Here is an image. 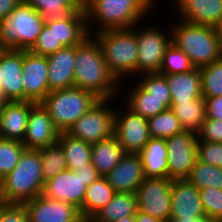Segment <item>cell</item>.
<instances>
[{
  "label": "cell",
  "mask_w": 222,
  "mask_h": 222,
  "mask_svg": "<svg viewBox=\"0 0 222 222\" xmlns=\"http://www.w3.org/2000/svg\"><path fill=\"white\" fill-rule=\"evenodd\" d=\"M171 24L172 43L183 51L195 68L222 58V46L214 27L178 20Z\"/></svg>",
  "instance_id": "cell-3"
},
{
  "label": "cell",
  "mask_w": 222,
  "mask_h": 222,
  "mask_svg": "<svg viewBox=\"0 0 222 222\" xmlns=\"http://www.w3.org/2000/svg\"><path fill=\"white\" fill-rule=\"evenodd\" d=\"M0 222H29L27 210L23 204L6 203L0 207Z\"/></svg>",
  "instance_id": "cell-44"
},
{
  "label": "cell",
  "mask_w": 222,
  "mask_h": 222,
  "mask_svg": "<svg viewBox=\"0 0 222 222\" xmlns=\"http://www.w3.org/2000/svg\"><path fill=\"white\" fill-rule=\"evenodd\" d=\"M138 26L107 29L91 34L99 43L109 70L122 83L125 76L137 75L136 27Z\"/></svg>",
  "instance_id": "cell-4"
},
{
  "label": "cell",
  "mask_w": 222,
  "mask_h": 222,
  "mask_svg": "<svg viewBox=\"0 0 222 222\" xmlns=\"http://www.w3.org/2000/svg\"><path fill=\"white\" fill-rule=\"evenodd\" d=\"M55 46H74L82 43L90 34L83 5L64 18H54Z\"/></svg>",
  "instance_id": "cell-23"
},
{
  "label": "cell",
  "mask_w": 222,
  "mask_h": 222,
  "mask_svg": "<svg viewBox=\"0 0 222 222\" xmlns=\"http://www.w3.org/2000/svg\"><path fill=\"white\" fill-rule=\"evenodd\" d=\"M105 178L115 192L135 193L145 179L139 153H126Z\"/></svg>",
  "instance_id": "cell-20"
},
{
  "label": "cell",
  "mask_w": 222,
  "mask_h": 222,
  "mask_svg": "<svg viewBox=\"0 0 222 222\" xmlns=\"http://www.w3.org/2000/svg\"><path fill=\"white\" fill-rule=\"evenodd\" d=\"M84 179L86 186L90 185L93 181L100 177L96 168L92 165V162L87 163L81 168L74 170Z\"/></svg>",
  "instance_id": "cell-46"
},
{
  "label": "cell",
  "mask_w": 222,
  "mask_h": 222,
  "mask_svg": "<svg viewBox=\"0 0 222 222\" xmlns=\"http://www.w3.org/2000/svg\"><path fill=\"white\" fill-rule=\"evenodd\" d=\"M187 180L198 189H222V168L196 160Z\"/></svg>",
  "instance_id": "cell-34"
},
{
  "label": "cell",
  "mask_w": 222,
  "mask_h": 222,
  "mask_svg": "<svg viewBox=\"0 0 222 222\" xmlns=\"http://www.w3.org/2000/svg\"><path fill=\"white\" fill-rule=\"evenodd\" d=\"M86 187L84 179L78 172L64 170L54 178L45 181L41 195L51 200L72 203L80 209L84 203Z\"/></svg>",
  "instance_id": "cell-16"
},
{
  "label": "cell",
  "mask_w": 222,
  "mask_h": 222,
  "mask_svg": "<svg viewBox=\"0 0 222 222\" xmlns=\"http://www.w3.org/2000/svg\"><path fill=\"white\" fill-rule=\"evenodd\" d=\"M63 47L64 46H55L54 18H51L45 21V25L30 51L37 55L48 56L56 53Z\"/></svg>",
  "instance_id": "cell-41"
},
{
  "label": "cell",
  "mask_w": 222,
  "mask_h": 222,
  "mask_svg": "<svg viewBox=\"0 0 222 222\" xmlns=\"http://www.w3.org/2000/svg\"><path fill=\"white\" fill-rule=\"evenodd\" d=\"M177 20L214 27L222 17V0H172ZM180 16V17H179Z\"/></svg>",
  "instance_id": "cell-21"
},
{
  "label": "cell",
  "mask_w": 222,
  "mask_h": 222,
  "mask_svg": "<svg viewBox=\"0 0 222 222\" xmlns=\"http://www.w3.org/2000/svg\"><path fill=\"white\" fill-rule=\"evenodd\" d=\"M172 99H155L138 83L128 91L125 105L134 113L151 118L171 108Z\"/></svg>",
  "instance_id": "cell-29"
},
{
  "label": "cell",
  "mask_w": 222,
  "mask_h": 222,
  "mask_svg": "<svg viewBox=\"0 0 222 222\" xmlns=\"http://www.w3.org/2000/svg\"><path fill=\"white\" fill-rule=\"evenodd\" d=\"M65 153L67 170L74 171L91 162L92 144L61 132L57 141Z\"/></svg>",
  "instance_id": "cell-31"
},
{
  "label": "cell",
  "mask_w": 222,
  "mask_h": 222,
  "mask_svg": "<svg viewBox=\"0 0 222 222\" xmlns=\"http://www.w3.org/2000/svg\"><path fill=\"white\" fill-rule=\"evenodd\" d=\"M136 195L133 192H116L111 201L87 222H115L120 218L135 216Z\"/></svg>",
  "instance_id": "cell-28"
},
{
  "label": "cell",
  "mask_w": 222,
  "mask_h": 222,
  "mask_svg": "<svg viewBox=\"0 0 222 222\" xmlns=\"http://www.w3.org/2000/svg\"><path fill=\"white\" fill-rule=\"evenodd\" d=\"M168 222H220V221L205 216L200 219L170 218Z\"/></svg>",
  "instance_id": "cell-49"
},
{
  "label": "cell",
  "mask_w": 222,
  "mask_h": 222,
  "mask_svg": "<svg viewBox=\"0 0 222 222\" xmlns=\"http://www.w3.org/2000/svg\"><path fill=\"white\" fill-rule=\"evenodd\" d=\"M148 128L151 138L167 139L184 131L179 119L170 109L148 119Z\"/></svg>",
  "instance_id": "cell-33"
},
{
  "label": "cell",
  "mask_w": 222,
  "mask_h": 222,
  "mask_svg": "<svg viewBox=\"0 0 222 222\" xmlns=\"http://www.w3.org/2000/svg\"><path fill=\"white\" fill-rule=\"evenodd\" d=\"M198 140L222 143V121L216 118H205L197 132Z\"/></svg>",
  "instance_id": "cell-43"
},
{
  "label": "cell",
  "mask_w": 222,
  "mask_h": 222,
  "mask_svg": "<svg viewBox=\"0 0 222 222\" xmlns=\"http://www.w3.org/2000/svg\"><path fill=\"white\" fill-rule=\"evenodd\" d=\"M82 5L90 35L107 29L133 28L135 25H141L139 23L145 19V15L147 17V12L156 7L152 0H83ZM94 21L97 22L95 28H99H92Z\"/></svg>",
  "instance_id": "cell-2"
},
{
  "label": "cell",
  "mask_w": 222,
  "mask_h": 222,
  "mask_svg": "<svg viewBox=\"0 0 222 222\" xmlns=\"http://www.w3.org/2000/svg\"><path fill=\"white\" fill-rule=\"evenodd\" d=\"M205 217L199 189L187 179L173 180L170 218L200 219Z\"/></svg>",
  "instance_id": "cell-18"
},
{
  "label": "cell",
  "mask_w": 222,
  "mask_h": 222,
  "mask_svg": "<svg viewBox=\"0 0 222 222\" xmlns=\"http://www.w3.org/2000/svg\"><path fill=\"white\" fill-rule=\"evenodd\" d=\"M197 160L222 168V143L198 140Z\"/></svg>",
  "instance_id": "cell-42"
},
{
  "label": "cell",
  "mask_w": 222,
  "mask_h": 222,
  "mask_svg": "<svg viewBox=\"0 0 222 222\" xmlns=\"http://www.w3.org/2000/svg\"><path fill=\"white\" fill-rule=\"evenodd\" d=\"M111 99H100L81 116L67 133L88 143H96L114 135V112L109 107Z\"/></svg>",
  "instance_id": "cell-9"
},
{
  "label": "cell",
  "mask_w": 222,
  "mask_h": 222,
  "mask_svg": "<svg viewBox=\"0 0 222 222\" xmlns=\"http://www.w3.org/2000/svg\"><path fill=\"white\" fill-rule=\"evenodd\" d=\"M44 183L40 151L25 149L15 168L3 177L4 199L6 203L23 204L41 195Z\"/></svg>",
  "instance_id": "cell-5"
},
{
  "label": "cell",
  "mask_w": 222,
  "mask_h": 222,
  "mask_svg": "<svg viewBox=\"0 0 222 222\" xmlns=\"http://www.w3.org/2000/svg\"><path fill=\"white\" fill-rule=\"evenodd\" d=\"M214 29L216 31V35L221 43L222 46V17L219 19V21L214 26Z\"/></svg>",
  "instance_id": "cell-50"
},
{
  "label": "cell",
  "mask_w": 222,
  "mask_h": 222,
  "mask_svg": "<svg viewBox=\"0 0 222 222\" xmlns=\"http://www.w3.org/2000/svg\"><path fill=\"white\" fill-rule=\"evenodd\" d=\"M10 102L3 90L2 84L0 83V106H2L4 103Z\"/></svg>",
  "instance_id": "cell-51"
},
{
  "label": "cell",
  "mask_w": 222,
  "mask_h": 222,
  "mask_svg": "<svg viewBox=\"0 0 222 222\" xmlns=\"http://www.w3.org/2000/svg\"><path fill=\"white\" fill-rule=\"evenodd\" d=\"M5 204H6V201H5L4 196H3L2 182H0V207L5 205Z\"/></svg>",
  "instance_id": "cell-53"
},
{
  "label": "cell",
  "mask_w": 222,
  "mask_h": 222,
  "mask_svg": "<svg viewBox=\"0 0 222 222\" xmlns=\"http://www.w3.org/2000/svg\"><path fill=\"white\" fill-rule=\"evenodd\" d=\"M33 101H10L0 106V138L22 142Z\"/></svg>",
  "instance_id": "cell-19"
},
{
  "label": "cell",
  "mask_w": 222,
  "mask_h": 222,
  "mask_svg": "<svg viewBox=\"0 0 222 222\" xmlns=\"http://www.w3.org/2000/svg\"><path fill=\"white\" fill-rule=\"evenodd\" d=\"M23 50L0 49V83L9 101H24Z\"/></svg>",
  "instance_id": "cell-17"
},
{
  "label": "cell",
  "mask_w": 222,
  "mask_h": 222,
  "mask_svg": "<svg viewBox=\"0 0 222 222\" xmlns=\"http://www.w3.org/2000/svg\"><path fill=\"white\" fill-rule=\"evenodd\" d=\"M60 130L40 103H36L29 113L22 144L25 149L39 150L57 143Z\"/></svg>",
  "instance_id": "cell-15"
},
{
  "label": "cell",
  "mask_w": 222,
  "mask_h": 222,
  "mask_svg": "<svg viewBox=\"0 0 222 222\" xmlns=\"http://www.w3.org/2000/svg\"><path fill=\"white\" fill-rule=\"evenodd\" d=\"M38 11L45 20L51 18H64L76 12L83 0H23Z\"/></svg>",
  "instance_id": "cell-32"
},
{
  "label": "cell",
  "mask_w": 222,
  "mask_h": 222,
  "mask_svg": "<svg viewBox=\"0 0 222 222\" xmlns=\"http://www.w3.org/2000/svg\"><path fill=\"white\" fill-rule=\"evenodd\" d=\"M138 83L155 99H172L166 78L159 73L141 74Z\"/></svg>",
  "instance_id": "cell-40"
},
{
  "label": "cell",
  "mask_w": 222,
  "mask_h": 222,
  "mask_svg": "<svg viewBox=\"0 0 222 222\" xmlns=\"http://www.w3.org/2000/svg\"><path fill=\"white\" fill-rule=\"evenodd\" d=\"M116 192L107 182L105 176H100L86 187L84 203L79 209L82 219L89 221L99 210L106 206Z\"/></svg>",
  "instance_id": "cell-27"
},
{
  "label": "cell",
  "mask_w": 222,
  "mask_h": 222,
  "mask_svg": "<svg viewBox=\"0 0 222 222\" xmlns=\"http://www.w3.org/2000/svg\"><path fill=\"white\" fill-rule=\"evenodd\" d=\"M204 98L206 101V118H216L222 121V95Z\"/></svg>",
  "instance_id": "cell-45"
},
{
  "label": "cell",
  "mask_w": 222,
  "mask_h": 222,
  "mask_svg": "<svg viewBox=\"0 0 222 222\" xmlns=\"http://www.w3.org/2000/svg\"><path fill=\"white\" fill-rule=\"evenodd\" d=\"M74 87L93 92L100 99L115 98L121 87L109 70L97 40L89 35L76 45Z\"/></svg>",
  "instance_id": "cell-1"
},
{
  "label": "cell",
  "mask_w": 222,
  "mask_h": 222,
  "mask_svg": "<svg viewBox=\"0 0 222 222\" xmlns=\"http://www.w3.org/2000/svg\"><path fill=\"white\" fill-rule=\"evenodd\" d=\"M76 45L47 56L49 91L74 87Z\"/></svg>",
  "instance_id": "cell-22"
},
{
  "label": "cell",
  "mask_w": 222,
  "mask_h": 222,
  "mask_svg": "<svg viewBox=\"0 0 222 222\" xmlns=\"http://www.w3.org/2000/svg\"><path fill=\"white\" fill-rule=\"evenodd\" d=\"M23 0H0V21L3 20L22 2Z\"/></svg>",
  "instance_id": "cell-47"
},
{
  "label": "cell",
  "mask_w": 222,
  "mask_h": 222,
  "mask_svg": "<svg viewBox=\"0 0 222 222\" xmlns=\"http://www.w3.org/2000/svg\"><path fill=\"white\" fill-rule=\"evenodd\" d=\"M171 110L185 131L198 132L206 118L204 96L184 102H171Z\"/></svg>",
  "instance_id": "cell-30"
},
{
  "label": "cell",
  "mask_w": 222,
  "mask_h": 222,
  "mask_svg": "<svg viewBox=\"0 0 222 222\" xmlns=\"http://www.w3.org/2000/svg\"><path fill=\"white\" fill-rule=\"evenodd\" d=\"M25 146L20 141L0 138V176L3 178L17 165Z\"/></svg>",
  "instance_id": "cell-38"
},
{
  "label": "cell",
  "mask_w": 222,
  "mask_h": 222,
  "mask_svg": "<svg viewBox=\"0 0 222 222\" xmlns=\"http://www.w3.org/2000/svg\"><path fill=\"white\" fill-rule=\"evenodd\" d=\"M124 107L123 113L120 112L123 110L115 109L114 136L126 153H139L151 138L148 119Z\"/></svg>",
  "instance_id": "cell-12"
},
{
  "label": "cell",
  "mask_w": 222,
  "mask_h": 222,
  "mask_svg": "<svg viewBox=\"0 0 222 222\" xmlns=\"http://www.w3.org/2000/svg\"><path fill=\"white\" fill-rule=\"evenodd\" d=\"M115 222H135V216L123 217Z\"/></svg>",
  "instance_id": "cell-52"
},
{
  "label": "cell",
  "mask_w": 222,
  "mask_h": 222,
  "mask_svg": "<svg viewBox=\"0 0 222 222\" xmlns=\"http://www.w3.org/2000/svg\"><path fill=\"white\" fill-rule=\"evenodd\" d=\"M45 21L38 11L22 1L0 21V49L30 50Z\"/></svg>",
  "instance_id": "cell-6"
},
{
  "label": "cell",
  "mask_w": 222,
  "mask_h": 222,
  "mask_svg": "<svg viewBox=\"0 0 222 222\" xmlns=\"http://www.w3.org/2000/svg\"><path fill=\"white\" fill-rule=\"evenodd\" d=\"M202 96L222 95V58L200 68Z\"/></svg>",
  "instance_id": "cell-36"
},
{
  "label": "cell",
  "mask_w": 222,
  "mask_h": 222,
  "mask_svg": "<svg viewBox=\"0 0 222 222\" xmlns=\"http://www.w3.org/2000/svg\"><path fill=\"white\" fill-rule=\"evenodd\" d=\"M99 100L91 91L71 87L49 92L40 104L60 132H67Z\"/></svg>",
  "instance_id": "cell-7"
},
{
  "label": "cell",
  "mask_w": 222,
  "mask_h": 222,
  "mask_svg": "<svg viewBox=\"0 0 222 222\" xmlns=\"http://www.w3.org/2000/svg\"><path fill=\"white\" fill-rule=\"evenodd\" d=\"M125 154V150L113 135L92 144L91 162L100 176H106L118 165Z\"/></svg>",
  "instance_id": "cell-26"
},
{
  "label": "cell",
  "mask_w": 222,
  "mask_h": 222,
  "mask_svg": "<svg viewBox=\"0 0 222 222\" xmlns=\"http://www.w3.org/2000/svg\"><path fill=\"white\" fill-rule=\"evenodd\" d=\"M139 155L145 178H168V150L165 139L150 138Z\"/></svg>",
  "instance_id": "cell-24"
},
{
  "label": "cell",
  "mask_w": 222,
  "mask_h": 222,
  "mask_svg": "<svg viewBox=\"0 0 222 222\" xmlns=\"http://www.w3.org/2000/svg\"><path fill=\"white\" fill-rule=\"evenodd\" d=\"M42 155V174L44 181L54 178L67 170V161L61 145L55 144L39 149Z\"/></svg>",
  "instance_id": "cell-35"
},
{
  "label": "cell",
  "mask_w": 222,
  "mask_h": 222,
  "mask_svg": "<svg viewBox=\"0 0 222 222\" xmlns=\"http://www.w3.org/2000/svg\"><path fill=\"white\" fill-rule=\"evenodd\" d=\"M172 179L145 178L135 191L137 209L168 222L171 214Z\"/></svg>",
  "instance_id": "cell-10"
},
{
  "label": "cell",
  "mask_w": 222,
  "mask_h": 222,
  "mask_svg": "<svg viewBox=\"0 0 222 222\" xmlns=\"http://www.w3.org/2000/svg\"><path fill=\"white\" fill-rule=\"evenodd\" d=\"M194 68L188 56L171 43L163 56L159 74H178Z\"/></svg>",
  "instance_id": "cell-37"
},
{
  "label": "cell",
  "mask_w": 222,
  "mask_h": 222,
  "mask_svg": "<svg viewBox=\"0 0 222 222\" xmlns=\"http://www.w3.org/2000/svg\"><path fill=\"white\" fill-rule=\"evenodd\" d=\"M135 222H163V221L149 214L143 213L140 210H137L135 214Z\"/></svg>",
  "instance_id": "cell-48"
},
{
  "label": "cell",
  "mask_w": 222,
  "mask_h": 222,
  "mask_svg": "<svg viewBox=\"0 0 222 222\" xmlns=\"http://www.w3.org/2000/svg\"><path fill=\"white\" fill-rule=\"evenodd\" d=\"M199 195L205 216L222 222V189L202 188Z\"/></svg>",
  "instance_id": "cell-39"
},
{
  "label": "cell",
  "mask_w": 222,
  "mask_h": 222,
  "mask_svg": "<svg viewBox=\"0 0 222 222\" xmlns=\"http://www.w3.org/2000/svg\"><path fill=\"white\" fill-rule=\"evenodd\" d=\"M158 28V25H145V29H136V39L138 45L137 53V76L138 74L159 73L163 56L167 48L172 43L170 28L168 35ZM170 31V33H169ZM168 36V37H167Z\"/></svg>",
  "instance_id": "cell-8"
},
{
  "label": "cell",
  "mask_w": 222,
  "mask_h": 222,
  "mask_svg": "<svg viewBox=\"0 0 222 222\" xmlns=\"http://www.w3.org/2000/svg\"><path fill=\"white\" fill-rule=\"evenodd\" d=\"M23 205L29 222H85L79 209L66 201L51 200L39 195Z\"/></svg>",
  "instance_id": "cell-14"
},
{
  "label": "cell",
  "mask_w": 222,
  "mask_h": 222,
  "mask_svg": "<svg viewBox=\"0 0 222 222\" xmlns=\"http://www.w3.org/2000/svg\"><path fill=\"white\" fill-rule=\"evenodd\" d=\"M47 74V56L34 54L30 50H23L24 101L40 103L50 92Z\"/></svg>",
  "instance_id": "cell-13"
},
{
  "label": "cell",
  "mask_w": 222,
  "mask_h": 222,
  "mask_svg": "<svg viewBox=\"0 0 222 222\" xmlns=\"http://www.w3.org/2000/svg\"><path fill=\"white\" fill-rule=\"evenodd\" d=\"M168 83L171 102H184L202 96L200 68L178 74H161Z\"/></svg>",
  "instance_id": "cell-25"
},
{
  "label": "cell",
  "mask_w": 222,
  "mask_h": 222,
  "mask_svg": "<svg viewBox=\"0 0 222 222\" xmlns=\"http://www.w3.org/2000/svg\"><path fill=\"white\" fill-rule=\"evenodd\" d=\"M165 140L168 150V178L187 179L197 160V133L184 130Z\"/></svg>",
  "instance_id": "cell-11"
}]
</instances>
